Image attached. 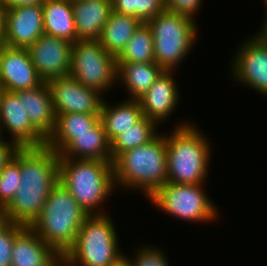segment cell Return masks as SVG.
I'll return each mask as SVG.
<instances>
[{
	"mask_svg": "<svg viewBox=\"0 0 267 266\" xmlns=\"http://www.w3.org/2000/svg\"><path fill=\"white\" fill-rule=\"evenodd\" d=\"M71 1L77 40L99 39L112 12V0Z\"/></svg>",
	"mask_w": 267,
	"mask_h": 266,
	"instance_id": "ac0fdd59",
	"label": "cell"
},
{
	"mask_svg": "<svg viewBox=\"0 0 267 266\" xmlns=\"http://www.w3.org/2000/svg\"><path fill=\"white\" fill-rule=\"evenodd\" d=\"M4 16L5 10L0 7V46L4 45Z\"/></svg>",
	"mask_w": 267,
	"mask_h": 266,
	"instance_id": "8d00e7d4",
	"label": "cell"
},
{
	"mask_svg": "<svg viewBox=\"0 0 267 266\" xmlns=\"http://www.w3.org/2000/svg\"><path fill=\"white\" fill-rule=\"evenodd\" d=\"M15 93L24 104L32 125L47 139L53 132L56 122V114L47 82L38 87L19 90Z\"/></svg>",
	"mask_w": 267,
	"mask_h": 266,
	"instance_id": "d6986e66",
	"label": "cell"
},
{
	"mask_svg": "<svg viewBox=\"0 0 267 266\" xmlns=\"http://www.w3.org/2000/svg\"><path fill=\"white\" fill-rule=\"evenodd\" d=\"M6 130L9 141L19 148L41 147L46 138L32 125L24 104L15 92L3 90L0 96V137Z\"/></svg>",
	"mask_w": 267,
	"mask_h": 266,
	"instance_id": "7c38bea8",
	"label": "cell"
},
{
	"mask_svg": "<svg viewBox=\"0 0 267 266\" xmlns=\"http://www.w3.org/2000/svg\"><path fill=\"white\" fill-rule=\"evenodd\" d=\"M178 122L173 131L165 132L168 182L207 184L213 146L197 125L186 120Z\"/></svg>",
	"mask_w": 267,
	"mask_h": 266,
	"instance_id": "7a4b0ae2",
	"label": "cell"
},
{
	"mask_svg": "<svg viewBox=\"0 0 267 266\" xmlns=\"http://www.w3.org/2000/svg\"><path fill=\"white\" fill-rule=\"evenodd\" d=\"M164 10V0H112V11L137 17L142 23Z\"/></svg>",
	"mask_w": 267,
	"mask_h": 266,
	"instance_id": "83f0119b",
	"label": "cell"
},
{
	"mask_svg": "<svg viewBox=\"0 0 267 266\" xmlns=\"http://www.w3.org/2000/svg\"><path fill=\"white\" fill-rule=\"evenodd\" d=\"M111 215H89L82 223L73 247L63 256L62 266H109L125 253L119 246Z\"/></svg>",
	"mask_w": 267,
	"mask_h": 266,
	"instance_id": "8992f818",
	"label": "cell"
},
{
	"mask_svg": "<svg viewBox=\"0 0 267 266\" xmlns=\"http://www.w3.org/2000/svg\"><path fill=\"white\" fill-rule=\"evenodd\" d=\"M159 126L152 120L143 116L133 127L119 134L111 142L112 162L123 152L145 145L153 140L159 133Z\"/></svg>",
	"mask_w": 267,
	"mask_h": 266,
	"instance_id": "484cf974",
	"label": "cell"
},
{
	"mask_svg": "<svg viewBox=\"0 0 267 266\" xmlns=\"http://www.w3.org/2000/svg\"><path fill=\"white\" fill-rule=\"evenodd\" d=\"M134 253L133 256H128L133 266H170L165 251L156 245L140 246Z\"/></svg>",
	"mask_w": 267,
	"mask_h": 266,
	"instance_id": "4dcf8cb0",
	"label": "cell"
},
{
	"mask_svg": "<svg viewBox=\"0 0 267 266\" xmlns=\"http://www.w3.org/2000/svg\"><path fill=\"white\" fill-rule=\"evenodd\" d=\"M59 158L112 161L111 143L99 120L91 131L73 139L59 154Z\"/></svg>",
	"mask_w": 267,
	"mask_h": 266,
	"instance_id": "ffe728a7",
	"label": "cell"
},
{
	"mask_svg": "<svg viewBox=\"0 0 267 266\" xmlns=\"http://www.w3.org/2000/svg\"><path fill=\"white\" fill-rule=\"evenodd\" d=\"M21 186L19 149L14 157L0 171V212L13 200Z\"/></svg>",
	"mask_w": 267,
	"mask_h": 266,
	"instance_id": "f1b7e54d",
	"label": "cell"
},
{
	"mask_svg": "<svg viewBox=\"0 0 267 266\" xmlns=\"http://www.w3.org/2000/svg\"><path fill=\"white\" fill-rule=\"evenodd\" d=\"M117 82L124 86L128 99L138 100L143 96L164 70L155 62L116 63Z\"/></svg>",
	"mask_w": 267,
	"mask_h": 266,
	"instance_id": "7402d4cb",
	"label": "cell"
},
{
	"mask_svg": "<svg viewBox=\"0 0 267 266\" xmlns=\"http://www.w3.org/2000/svg\"><path fill=\"white\" fill-rule=\"evenodd\" d=\"M146 23L154 39L155 63L164 71H177L199 39L198 23L166 9Z\"/></svg>",
	"mask_w": 267,
	"mask_h": 266,
	"instance_id": "52a82bcc",
	"label": "cell"
},
{
	"mask_svg": "<svg viewBox=\"0 0 267 266\" xmlns=\"http://www.w3.org/2000/svg\"><path fill=\"white\" fill-rule=\"evenodd\" d=\"M88 216L58 181L52 187L43 211L30 227L63 258L73 247L78 231Z\"/></svg>",
	"mask_w": 267,
	"mask_h": 266,
	"instance_id": "5b68a950",
	"label": "cell"
},
{
	"mask_svg": "<svg viewBox=\"0 0 267 266\" xmlns=\"http://www.w3.org/2000/svg\"><path fill=\"white\" fill-rule=\"evenodd\" d=\"M125 99L112 105L102 101L99 118L110 143L143 117L139 101Z\"/></svg>",
	"mask_w": 267,
	"mask_h": 266,
	"instance_id": "44dd1931",
	"label": "cell"
},
{
	"mask_svg": "<svg viewBox=\"0 0 267 266\" xmlns=\"http://www.w3.org/2000/svg\"><path fill=\"white\" fill-rule=\"evenodd\" d=\"M174 73L176 71H164L149 90L138 99L143 116L154 121L158 126L162 122L169 121L168 119L173 115L172 112L181 102L180 89L177 87Z\"/></svg>",
	"mask_w": 267,
	"mask_h": 266,
	"instance_id": "2e32d148",
	"label": "cell"
},
{
	"mask_svg": "<svg viewBox=\"0 0 267 266\" xmlns=\"http://www.w3.org/2000/svg\"><path fill=\"white\" fill-rule=\"evenodd\" d=\"M70 75L104 96L117 83L116 57L103 48L99 39L77 40L72 44Z\"/></svg>",
	"mask_w": 267,
	"mask_h": 266,
	"instance_id": "9c48e42d",
	"label": "cell"
},
{
	"mask_svg": "<svg viewBox=\"0 0 267 266\" xmlns=\"http://www.w3.org/2000/svg\"><path fill=\"white\" fill-rule=\"evenodd\" d=\"M21 186L1 211V219L30 227L59 181V157L48 146L19 148Z\"/></svg>",
	"mask_w": 267,
	"mask_h": 266,
	"instance_id": "6da1fadb",
	"label": "cell"
},
{
	"mask_svg": "<svg viewBox=\"0 0 267 266\" xmlns=\"http://www.w3.org/2000/svg\"><path fill=\"white\" fill-rule=\"evenodd\" d=\"M27 49L36 71L44 82L70 75L72 43L69 41L42 34Z\"/></svg>",
	"mask_w": 267,
	"mask_h": 266,
	"instance_id": "4fadbf2b",
	"label": "cell"
},
{
	"mask_svg": "<svg viewBox=\"0 0 267 266\" xmlns=\"http://www.w3.org/2000/svg\"><path fill=\"white\" fill-rule=\"evenodd\" d=\"M99 120V114H56L55 128L46 139V146L59 154L78 134L91 131Z\"/></svg>",
	"mask_w": 267,
	"mask_h": 266,
	"instance_id": "603a6c76",
	"label": "cell"
},
{
	"mask_svg": "<svg viewBox=\"0 0 267 266\" xmlns=\"http://www.w3.org/2000/svg\"><path fill=\"white\" fill-rule=\"evenodd\" d=\"M154 60V39L147 23L135 30L126 47L116 57V63H147Z\"/></svg>",
	"mask_w": 267,
	"mask_h": 266,
	"instance_id": "4316f807",
	"label": "cell"
},
{
	"mask_svg": "<svg viewBox=\"0 0 267 266\" xmlns=\"http://www.w3.org/2000/svg\"><path fill=\"white\" fill-rule=\"evenodd\" d=\"M203 0H164L165 9L185 15L194 20L199 14Z\"/></svg>",
	"mask_w": 267,
	"mask_h": 266,
	"instance_id": "1f68e13d",
	"label": "cell"
},
{
	"mask_svg": "<svg viewBox=\"0 0 267 266\" xmlns=\"http://www.w3.org/2000/svg\"><path fill=\"white\" fill-rule=\"evenodd\" d=\"M0 82L3 90L16 92L44 83L34 67L27 48L0 46Z\"/></svg>",
	"mask_w": 267,
	"mask_h": 266,
	"instance_id": "9a60e30c",
	"label": "cell"
},
{
	"mask_svg": "<svg viewBox=\"0 0 267 266\" xmlns=\"http://www.w3.org/2000/svg\"><path fill=\"white\" fill-rule=\"evenodd\" d=\"M59 181L88 215L108 214L102 205L116 193L112 161L59 158Z\"/></svg>",
	"mask_w": 267,
	"mask_h": 266,
	"instance_id": "277c9868",
	"label": "cell"
},
{
	"mask_svg": "<svg viewBox=\"0 0 267 266\" xmlns=\"http://www.w3.org/2000/svg\"><path fill=\"white\" fill-rule=\"evenodd\" d=\"M205 184L166 182L149 200L150 205L177 220L211 223L220 218L218 206L204 190ZM207 194V195H206Z\"/></svg>",
	"mask_w": 267,
	"mask_h": 266,
	"instance_id": "ba28073f",
	"label": "cell"
},
{
	"mask_svg": "<svg viewBox=\"0 0 267 266\" xmlns=\"http://www.w3.org/2000/svg\"><path fill=\"white\" fill-rule=\"evenodd\" d=\"M44 0H0V7L4 10L13 7L42 5Z\"/></svg>",
	"mask_w": 267,
	"mask_h": 266,
	"instance_id": "836d02e7",
	"label": "cell"
},
{
	"mask_svg": "<svg viewBox=\"0 0 267 266\" xmlns=\"http://www.w3.org/2000/svg\"><path fill=\"white\" fill-rule=\"evenodd\" d=\"M19 147L5 137H0V171L14 157Z\"/></svg>",
	"mask_w": 267,
	"mask_h": 266,
	"instance_id": "d6a6232c",
	"label": "cell"
},
{
	"mask_svg": "<svg viewBox=\"0 0 267 266\" xmlns=\"http://www.w3.org/2000/svg\"><path fill=\"white\" fill-rule=\"evenodd\" d=\"M55 114H100L104 99L96 89L86 87L71 75L47 81Z\"/></svg>",
	"mask_w": 267,
	"mask_h": 266,
	"instance_id": "8fae6325",
	"label": "cell"
},
{
	"mask_svg": "<svg viewBox=\"0 0 267 266\" xmlns=\"http://www.w3.org/2000/svg\"><path fill=\"white\" fill-rule=\"evenodd\" d=\"M42 34H44L42 5L13 7L5 10V46L28 48Z\"/></svg>",
	"mask_w": 267,
	"mask_h": 266,
	"instance_id": "5bb4252c",
	"label": "cell"
},
{
	"mask_svg": "<svg viewBox=\"0 0 267 266\" xmlns=\"http://www.w3.org/2000/svg\"><path fill=\"white\" fill-rule=\"evenodd\" d=\"M109 266H133L128 255L124 254L118 260L111 263Z\"/></svg>",
	"mask_w": 267,
	"mask_h": 266,
	"instance_id": "e575fe53",
	"label": "cell"
},
{
	"mask_svg": "<svg viewBox=\"0 0 267 266\" xmlns=\"http://www.w3.org/2000/svg\"><path fill=\"white\" fill-rule=\"evenodd\" d=\"M240 45L230 61V77L239 85L253 89L267 97V39L253 34ZM232 74V75H231ZM235 79V80H234ZM241 83V84H240Z\"/></svg>",
	"mask_w": 267,
	"mask_h": 266,
	"instance_id": "30bf717a",
	"label": "cell"
},
{
	"mask_svg": "<svg viewBox=\"0 0 267 266\" xmlns=\"http://www.w3.org/2000/svg\"><path fill=\"white\" fill-rule=\"evenodd\" d=\"M44 34L62 38L70 43L77 41L71 0H44Z\"/></svg>",
	"mask_w": 267,
	"mask_h": 266,
	"instance_id": "cb8c5ba5",
	"label": "cell"
},
{
	"mask_svg": "<svg viewBox=\"0 0 267 266\" xmlns=\"http://www.w3.org/2000/svg\"><path fill=\"white\" fill-rule=\"evenodd\" d=\"M113 170L115 187L137 189L150 199L168 182L166 134L160 131L149 143L123 152Z\"/></svg>",
	"mask_w": 267,
	"mask_h": 266,
	"instance_id": "3957f363",
	"label": "cell"
},
{
	"mask_svg": "<svg viewBox=\"0 0 267 266\" xmlns=\"http://www.w3.org/2000/svg\"><path fill=\"white\" fill-rule=\"evenodd\" d=\"M264 2V6L266 7L265 9V11H266V15H264L265 17H264V19L262 20V21H264V22H262L261 23V26H260V29H258L259 30V32H257V34L256 35H259V36H265L266 34H267V1H263Z\"/></svg>",
	"mask_w": 267,
	"mask_h": 266,
	"instance_id": "d590c367",
	"label": "cell"
},
{
	"mask_svg": "<svg viewBox=\"0 0 267 266\" xmlns=\"http://www.w3.org/2000/svg\"><path fill=\"white\" fill-rule=\"evenodd\" d=\"M2 91H3V88H2V84L0 82V96H1Z\"/></svg>",
	"mask_w": 267,
	"mask_h": 266,
	"instance_id": "74e56055",
	"label": "cell"
},
{
	"mask_svg": "<svg viewBox=\"0 0 267 266\" xmlns=\"http://www.w3.org/2000/svg\"><path fill=\"white\" fill-rule=\"evenodd\" d=\"M141 23L137 17L112 11L99 38L101 45L117 57Z\"/></svg>",
	"mask_w": 267,
	"mask_h": 266,
	"instance_id": "d4e9b609",
	"label": "cell"
},
{
	"mask_svg": "<svg viewBox=\"0 0 267 266\" xmlns=\"http://www.w3.org/2000/svg\"><path fill=\"white\" fill-rule=\"evenodd\" d=\"M26 226L0 219V266H11V252L15 237Z\"/></svg>",
	"mask_w": 267,
	"mask_h": 266,
	"instance_id": "f546056e",
	"label": "cell"
},
{
	"mask_svg": "<svg viewBox=\"0 0 267 266\" xmlns=\"http://www.w3.org/2000/svg\"><path fill=\"white\" fill-rule=\"evenodd\" d=\"M11 266H62V257L31 227H25L15 237L11 252Z\"/></svg>",
	"mask_w": 267,
	"mask_h": 266,
	"instance_id": "e0dca14e",
	"label": "cell"
}]
</instances>
